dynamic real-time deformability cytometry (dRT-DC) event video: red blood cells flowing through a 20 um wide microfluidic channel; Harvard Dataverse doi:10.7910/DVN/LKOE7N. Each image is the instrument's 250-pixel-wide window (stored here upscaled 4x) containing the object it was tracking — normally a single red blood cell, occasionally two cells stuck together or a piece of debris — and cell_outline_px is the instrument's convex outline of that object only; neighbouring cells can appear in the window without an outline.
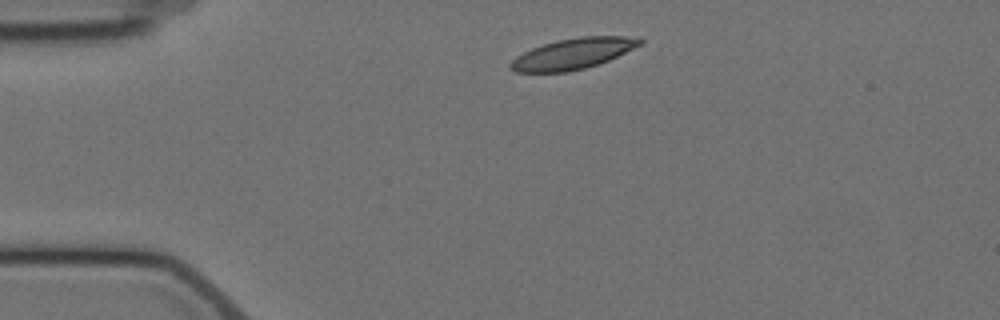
{"species": "Egyptian fruit bat (a non-hibernating species)", "species_latin": "Rousettus aegyptiacus", "temperature_condition": "cold", "stored_images_in_passage": 10, "camera_frame_rate_fps": 3000, "um_per_image_px": 0.085, "animal": {"sex": "female"}, "frame": {"image": 1, "passage_image": 1, "time_ms": 0.0, "image_size_px": [1000, 320], "cell_outline_px": [[644, 40], [640, 44], [608, 60], [584, 68], [568, 72], [516, 72], [508, 64], [516, 56], [532, 48], [556, 40], [580, 36], [640, 36]], "centroid_in_image_um": [48.7, 4.55], "position_along_channel_um": 36.3, "area_um2": 23.0}}
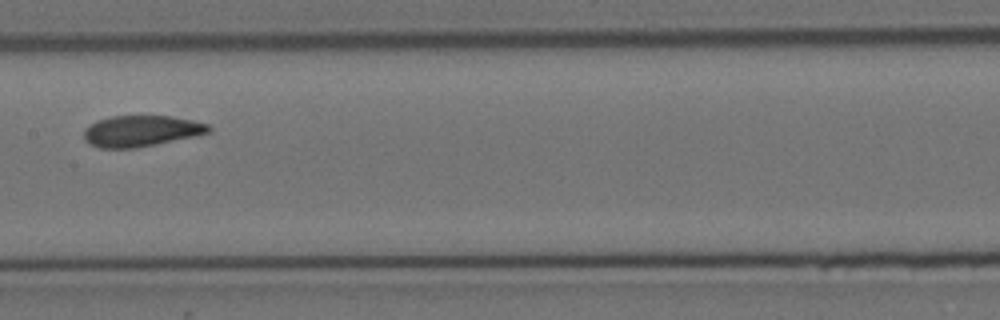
{"frame": {"image": 2, "passage_image": 5, "time_ms": 5.667, "image_size_px": [1000, 320], "cell_outline_px": [[212, 128], [208, 132], [196, 136], [136, 148], [100, 148], [84, 140], [84, 128], [88, 124], [96, 120], [108, 116], [172, 116], [192, 120], [208, 124]], "centroid_in_image_um": [11.97, 11.13], "position_along_channel_um": 195.4, "area_um2": 22.72}}
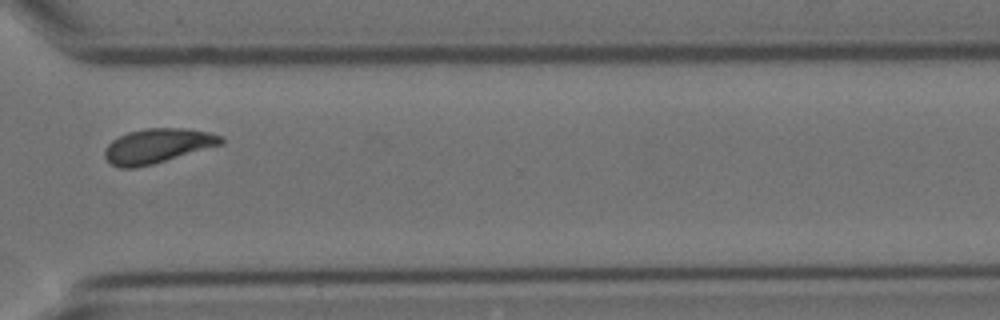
{"frame": {"image": 3, "passage_image": 9, "time_ms": 10.333, "image_size_px": [1000, 320], "cell_outline_px": [[224, 144], [152, 164], [136, 168], [120, 168], [112, 164], [104, 156], [104, 148], [112, 140], [128, 132], [144, 128], [188, 128], [208, 132], [224, 136]], "centroid_in_image_um": [13.41, 12.39], "position_along_channel_um": 357.2, "area_um2": 23.52}, "authors_computed_cell_mechanics": {"area_um2": 23.2645, "velocity_mm_per_s": 3.4886, "shape_relaxation_time_tau1_ms": 2.6667, "shape_relaxation_time_tau2_ms": 1.0564, "deformation_change_tau1": 0.0998, "deformation_change_tau2": 0.0394}}